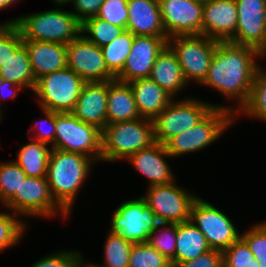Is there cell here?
<instances>
[{"label": "cell", "mask_w": 266, "mask_h": 267, "mask_svg": "<svg viewBox=\"0 0 266 267\" xmlns=\"http://www.w3.org/2000/svg\"><path fill=\"white\" fill-rule=\"evenodd\" d=\"M266 59L256 49L230 41H218L207 77L200 86L220 93L226 99V110L234 116L248 101L258 60Z\"/></svg>", "instance_id": "1"}, {"label": "cell", "mask_w": 266, "mask_h": 267, "mask_svg": "<svg viewBox=\"0 0 266 267\" xmlns=\"http://www.w3.org/2000/svg\"><path fill=\"white\" fill-rule=\"evenodd\" d=\"M95 164L83 154L51 149L46 178L53 198L70 216Z\"/></svg>", "instance_id": "2"}, {"label": "cell", "mask_w": 266, "mask_h": 267, "mask_svg": "<svg viewBox=\"0 0 266 267\" xmlns=\"http://www.w3.org/2000/svg\"><path fill=\"white\" fill-rule=\"evenodd\" d=\"M55 8L20 16L3 21V24H15L23 41H42L67 45L81 34L82 23L71 10H65L66 4H54ZM58 7V8H57Z\"/></svg>", "instance_id": "3"}, {"label": "cell", "mask_w": 266, "mask_h": 267, "mask_svg": "<svg viewBox=\"0 0 266 267\" xmlns=\"http://www.w3.org/2000/svg\"><path fill=\"white\" fill-rule=\"evenodd\" d=\"M101 163L125 161L154 141L153 120L139 118L106 124L102 130Z\"/></svg>", "instance_id": "4"}, {"label": "cell", "mask_w": 266, "mask_h": 267, "mask_svg": "<svg viewBox=\"0 0 266 267\" xmlns=\"http://www.w3.org/2000/svg\"><path fill=\"white\" fill-rule=\"evenodd\" d=\"M182 97L174 98L153 119L155 142L165 145L174 136L197 125L214 108L226 109V104L208 102L193 95Z\"/></svg>", "instance_id": "5"}, {"label": "cell", "mask_w": 266, "mask_h": 267, "mask_svg": "<svg viewBox=\"0 0 266 267\" xmlns=\"http://www.w3.org/2000/svg\"><path fill=\"white\" fill-rule=\"evenodd\" d=\"M235 124V116L223 108H214L191 129L171 138L165 147L171 157L189 155L210 147Z\"/></svg>", "instance_id": "6"}, {"label": "cell", "mask_w": 266, "mask_h": 267, "mask_svg": "<svg viewBox=\"0 0 266 267\" xmlns=\"http://www.w3.org/2000/svg\"><path fill=\"white\" fill-rule=\"evenodd\" d=\"M3 206L24 220L33 218L50 219L58 217L69 221L71 217L53 198L46 177L27 176L16 192ZM65 219V220H64Z\"/></svg>", "instance_id": "7"}, {"label": "cell", "mask_w": 266, "mask_h": 267, "mask_svg": "<svg viewBox=\"0 0 266 267\" xmlns=\"http://www.w3.org/2000/svg\"><path fill=\"white\" fill-rule=\"evenodd\" d=\"M85 81L69 67L36 80L32 92L40 109L57 113L72 112Z\"/></svg>", "instance_id": "8"}, {"label": "cell", "mask_w": 266, "mask_h": 267, "mask_svg": "<svg viewBox=\"0 0 266 267\" xmlns=\"http://www.w3.org/2000/svg\"><path fill=\"white\" fill-rule=\"evenodd\" d=\"M102 131L94 125L82 122L71 112H56L54 148L80 153L101 163Z\"/></svg>", "instance_id": "9"}, {"label": "cell", "mask_w": 266, "mask_h": 267, "mask_svg": "<svg viewBox=\"0 0 266 267\" xmlns=\"http://www.w3.org/2000/svg\"><path fill=\"white\" fill-rule=\"evenodd\" d=\"M218 41L205 35H176L168 38V46L177 56L188 83L201 85L207 77Z\"/></svg>", "instance_id": "10"}, {"label": "cell", "mask_w": 266, "mask_h": 267, "mask_svg": "<svg viewBox=\"0 0 266 267\" xmlns=\"http://www.w3.org/2000/svg\"><path fill=\"white\" fill-rule=\"evenodd\" d=\"M111 215L109 231L132 243L148 242L160 224L141 196L123 201Z\"/></svg>", "instance_id": "11"}, {"label": "cell", "mask_w": 266, "mask_h": 267, "mask_svg": "<svg viewBox=\"0 0 266 267\" xmlns=\"http://www.w3.org/2000/svg\"><path fill=\"white\" fill-rule=\"evenodd\" d=\"M189 191L175 180L166 185L147 187L141 197L160 223L179 224L190 220L192 204L199 196L195 191Z\"/></svg>", "instance_id": "12"}, {"label": "cell", "mask_w": 266, "mask_h": 267, "mask_svg": "<svg viewBox=\"0 0 266 267\" xmlns=\"http://www.w3.org/2000/svg\"><path fill=\"white\" fill-rule=\"evenodd\" d=\"M223 209L198 196L192 204L190 220L204 234L211 249L225 250L241 238V231Z\"/></svg>", "instance_id": "13"}, {"label": "cell", "mask_w": 266, "mask_h": 267, "mask_svg": "<svg viewBox=\"0 0 266 267\" xmlns=\"http://www.w3.org/2000/svg\"><path fill=\"white\" fill-rule=\"evenodd\" d=\"M237 28L229 40L256 49L266 57V0H235Z\"/></svg>", "instance_id": "14"}, {"label": "cell", "mask_w": 266, "mask_h": 267, "mask_svg": "<svg viewBox=\"0 0 266 267\" xmlns=\"http://www.w3.org/2000/svg\"><path fill=\"white\" fill-rule=\"evenodd\" d=\"M67 67L85 82L112 81L115 77L108 71L101 47L80 34L66 45Z\"/></svg>", "instance_id": "15"}, {"label": "cell", "mask_w": 266, "mask_h": 267, "mask_svg": "<svg viewBox=\"0 0 266 267\" xmlns=\"http://www.w3.org/2000/svg\"><path fill=\"white\" fill-rule=\"evenodd\" d=\"M167 37L202 34L203 3L195 0H158Z\"/></svg>", "instance_id": "16"}, {"label": "cell", "mask_w": 266, "mask_h": 267, "mask_svg": "<svg viewBox=\"0 0 266 267\" xmlns=\"http://www.w3.org/2000/svg\"><path fill=\"white\" fill-rule=\"evenodd\" d=\"M167 45L168 37L134 35L128 58L115 79L129 83L136 79L149 78L155 59Z\"/></svg>", "instance_id": "17"}, {"label": "cell", "mask_w": 266, "mask_h": 267, "mask_svg": "<svg viewBox=\"0 0 266 267\" xmlns=\"http://www.w3.org/2000/svg\"><path fill=\"white\" fill-rule=\"evenodd\" d=\"M166 159H173L165 145L154 142L149 147L139 150L125 161L133 166L148 182L146 187L166 185L176 180V176Z\"/></svg>", "instance_id": "18"}, {"label": "cell", "mask_w": 266, "mask_h": 267, "mask_svg": "<svg viewBox=\"0 0 266 267\" xmlns=\"http://www.w3.org/2000/svg\"><path fill=\"white\" fill-rule=\"evenodd\" d=\"M235 0H207L203 3L202 35L217 41H229L237 28Z\"/></svg>", "instance_id": "19"}, {"label": "cell", "mask_w": 266, "mask_h": 267, "mask_svg": "<svg viewBox=\"0 0 266 267\" xmlns=\"http://www.w3.org/2000/svg\"><path fill=\"white\" fill-rule=\"evenodd\" d=\"M108 93L109 81L85 82L71 113L102 131L107 124Z\"/></svg>", "instance_id": "20"}, {"label": "cell", "mask_w": 266, "mask_h": 267, "mask_svg": "<svg viewBox=\"0 0 266 267\" xmlns=\"http://www.w3.org/2000/svg\"><path fill=\"white\" fill-rule=\"evenodd\" d=\"M126 30L133 35L167 37L158 0H128Z\"/></svg>", "instance_id": "21"}, {"label": "cell", "mask_w": 266, "mask_h": 267, "mask_svg": "<svg viewBox=\"0 0 266 267\" xmlns=\"http://www.w3.org/2000/svg\"><path fill=\"white\" fill-rule=\"evenodd\" d=\"M35 80L67 67V49L62 43L23 41Z\"/></svg>", "instance_id": "22"}, {"label": "cell", "mask_w": 266, "mask_h": 267, "mask_svg": "<svg viewBox=\"0 0 266 267\" xmlns=\"http://www.w3.org/2000/svg\"><path fill=\"white\" fill-rule=\"evenodd\" d=\"M149 78L173 98L180 97L189 86L177 56L168 45L155 59Z\"/></svg>", "instance_id": "23"}, {"label": "cell", "mask_w": 266, "mask_h": 267, "mask_svg": "<svg viewBox=\"0 0 266 267\" xmlns=\"http://www.w3.org/2000/svg\"><path fill=\"white\" fill-rule=\"evenodd\" d=\"M141 117L154 119L174 99L150 78L129 82Z\"/></svg>", "instance_id": "24"}, {"label": "cell", "mask_w": 266, "mask_h": 267, "mask_svg": "<svg viewBox=\"0 0 266 267\" xmlns=\"http://www.w3.org/2000/svg\"><path fill=\"white\" fill-rule=\"evenodd\" d=\"M107 124L141 118L129 83L109 81Z\"/></svg>", "instance_id": "25"}, {"label": "cell", "mask_w": 266, "mask_h": 267, "mask_svg": "<svg viewBox=\"0 0 266 267\" xmlns=\"http://www.w3.org/2000/svg\"><path fill=\"white\" fill-rule=\"evenodd\" d=\"M211 250L204 234L189 220L176 224L175 263L197 258Z\"/></svg>", "instance_id": "26"}, {"label": "cell", "mask_w": 266, "mask_h": 267, "mask_svg": "<svg viewBox=\"0 0 266 267\" xmlns=\"http://www.w3.org/2000/svg\"><path fill=\"white\" fill-rule=\"evenodd\" d=\"M17 150L16 159H13L27 176L46 177L48 160L52 147L44 142L29 139Z\"/></svg>", "instance_id": "27"}, {"label": "cell", "mask_w": 266, "mask_h": 267, "mask_svg": "<svg viewBox=\"0 0 266 267\" xmlns=\"http://www.w3.org/2000/svg\"><path fill=\"white\" fill-rule=\"evenodd\" d=\"M3 80L11 81L24 89L33 91L36 80L31 69L28 51L22 44L0 67Z\"/></svg>", "instance_id": "28"}, {"label": "cell", "mask_w": 266, "mask_h": 267, "mask_svg": "<svg viewBox=\"0 0 266 267\" xmlns=\"http://www.w3.org/2000/svg\"><path fill=\"white\" fill-rule=\"evenodd\" d=\"M263 66L259 63L248 101L235 115V123L241 116L266 122V68Z\"/></svg>", "instance_id": "29"}, {"label": "cell", "mask_w": 266, "mask_h": 267, "mask_svg": "<svg viewBox=\"0 0 266 267\" xmlns=\"http://www.w3.org/2000/svg\"><path fill=\"white\" fill-rule=\"evenodd\" d=\"M0 211V252L7 251L19 245L24 240V235L29 229V221L13 213L5 206Z\"/></svg>", "instance_id": "30"}, {"label": "cell", "mask_w": 266, "mask_h": 267, "mask_svg": "<svg viewBox=\"0 0 266 267\" xmlns=\"http://www.w3.org/2000/svg\"><path fill=\"white\" fill-rule=\"evenodd\" d=\"M133 40L134 35L125 30L111 43L101 47L106 67L114 77L122 71L131 51Z\"/></svg>", "instance_id": "31"}, {"label": "cell", "mask_w": 266, "mask_h": 267, "mask_svg": "<svg viewBox=\"0 0 266 267\" xmlns=\"http://www.w3.org/2000/svg\"><path fill=\"white\" fill-rule=\"evenodd\" d=\"M103 250V263H95L98 267H128L130 251L133 246L131 241L117 236L108 231Z\"/></svg>", "instance_id": "32"}, {"label": "cell", "mask_w": 266, "mask_h": 267, "mask_svg": "<svg viewBox=\"0 0 266 267\" xmlns=\"http://www.w3.org/2000/svg\"><path fill=\"white\" fill-rule=\"evenodd\" d=\"M124 31L122 27L94 16L82 23L81 34L95 45L103 47L119 37Z\"/></svg>", "instance_id": "33"}, {"label": "cell", "mask_w": 266, "mask_h": 267, "mask_svg": "<svg viewBox=\"0 0 266 267\" xmlns=\"http://www.w3.org/2000/svg\"><path fill=\"white\" fill-rule=\"evenodd\" d=\"M27 175L13 160L0 161V205L3 206L16 192H19Z\"/></svg>", "instance_id": "34"}, {"label": "cell", "mask_w": 266, "mask_h": 267, "mask_svg": "<svg viewBox=\"0 0 266 267\" xmlns=\"http://www.w3.org/2000/svg\"><path fill=\"white\" fill-rule=\"evenodd\" d=\"M128 267H172V264L148 242H145L133 243Z\"/></svg>", "instance_id": "35"}, {"label": "cell", "mask_w": 266, "mask_h": 267, "mask_svg": "<svg viewBox=\"0 0 266 267\" xmlns=\"http://www.w3.org/2000/svg\"><path fill=\"white\" fill-rule=\"evenodd\" d=\"M148 243L159 253L175 263L176 224L160 223L150 235Z\"/></svg>", "instance_id": "36"}, {"label": "cell", "mask_w": 266, "mask_h": 267, "mask_svg": "<svg viewBox=\"0 0 266 267\" xmlns=\"http://www.w3.org/2000/svg\"><path fill=\"white\" fill-rule=\"evenodd\" d=\"M241 239L253 253L259 267H266V221L256 222L243 231Z\"/></svg>", "instance_id": "37"}, {"label": "cell", "mask_w": 266, "mask_h": 267, "mask_svg": "<svg viewBox=\"0 0 266 267\" xmlns=\"http://www.w3.org/2000/svg\"><path fill=\"white\" fill-rule=\"evenodd\" d=\"M223 267H259L247 244L240 238L222 251Z\"/></svg>", "instance_id": "38"}, {"label": "cell", "mask_w": 266, "mask_h": 267, "mask_svg": "<svg viewBox=\"0 0 266 267\" xmlns=\"http://www.w3.org/2000/svg\"><path fill=\"white\" fill-rule=\"evenodd\" d=\"M84 258V253L80 250L74 251L64 248L58 251H52L47 255L42 256L30 267H80L81 261Z\"/></svg>", "instance_id": "39"}, {"label": "cell", "mask_w": 266, "mask_h": 267, "mask_svg": "<svg viewBox=\"0 0 266 267\" xmlns=\"http://www.w3.org/2000/svg\"><path fill=\"white\" fill-rule=\"evenodd\" d=\"M44 116L38 119L32 124V127L28 129L30 139L44 142L54 148L55 140V128H56V112L41 109Z\"/></svg>", "instance_id": "40"}, {"label": "cell", "mask_w": 266, "mask_h": 267, "mask_svg": "<svg viewBox=\"0 0 266 267\" xmlns=\"http://www.w3.org/2000/svg\"><path fill=\"white\" fill-rule=\"evenodd\" d=\"M128 0H104L96 17L126 30Z\"/></svg>", "instance_id": "41"}, {"label": "cell", "mask_w": 266, "mask_h": 267, "mask_svg": "<svg viewBox=\"0 0 266 267\" xmlns=\"http://www.w3.org/2000/svg\"><path fill=\"white\" fill-rule=\"evenodd\" d=\"M22 44L21 33L15 24L0 26V67Z\"/></svg>", "instance_id": "42"}, {"label": "cell", "mask_w": 266, "mask_h": 267, "mask_svg": "<svg viewBox=\"0 0 266 267\" xmlns=\"http://www.w3.org/2000/svg\"><path fill=\"white\" fill-rule=\"evenodd\" d=\"M172 267H223V254L221 250L211 249L193 260L173 263Z\"/></svg>", "instance_id": "43"}, {"label": "cell", "mask_w": 266, "mask_h": 267, "mask_svg": "<svg viewBox=\"0 0 266 267\" xmlns=\"http://www.w3.org/2000/svg\"><path fill=\"white\" fill-rule=\"evenodd\" d=\"M103 2L104 0H69L66 5L72 4L73 11L71 12L83 23L86 19L98 14Z\"/></svg>", "instance_id": "44"}, {"label": "cell", "mask_w": 266, "mask_h": 267, "mask_svg": "<svg viewBox=\"0 0 266 267\" xmlns=\"http://www.w3.org/2000/svg\"><path fill=\"white\" fill-rule=\"evenodd\" d=\"M11 88V89H10ZM25 89L17 84H14L11 81L3 80L2 86L0 88V107L4 110V105L6 103H3L4 99H16L18 97V93L21 91H24ZM4 104V105H3ZM3 106V107H2Z\"/></svg>", "instance_id": "45"}, {"label": "cell", "mask_w": 266, "mask_h": 267, "mask_svg": "<svg viewBox=\"0 0 266 267\" xmlns=\"http://www.w3.org/2000/svg\"><path fill=\"white\" fill-rule=\"evenodd\" d=\"M13 5H16L14 0H0V11H4Z\"/></svg>", "instance_id": "46"}, {"label": "cell", "mask_w": 266, "mask_h": 267, "mask_svg": "<svg viewBox=\"0 0 266 267\" xmlns=\"http://www.w3.org/2000/svg\"><path fill=\"white\" fill-rule=\"evenodd\" d=\"M87 258L84 256V258L81 261L80 267H98L97 265H95L94 262L90 261V263L88 262Z\"/></svg>", "instance_id": "47"}, {"label": "cell", "mask_w": 266, "mask_h": 267, "mask_svg": "<svg viewBox=\"0 0 266 267\" xmlns=\"http://www.w3.org/2000/svg\"><path fill=\"white\" fill-rule=\"evenodd\" d=\"M69 0H52L54 4H66Z\"/></svg>", "instance_id": "48"}, {"label": "cell", "mask_w": 266, "mask_h": 267, "mask_svg": "<svg viewBox=\"0 0 266 267\" xmlns=\"http://www.w3.org/2000/svg\"><path fill=\"white\" fill-rule=\"evenodd\" d=\"M4 113V111H3V109H1V107H0V122H2V119L4 118V115L5 114H3Z\"/></svg>", "instance_id": "49"}, {"label": "cell", "mask_w": 266, "mask_h": 267, "mask_svg": "<svg viewBox=\"0 0 266 267\" xmlns=\"http://www.w3.org/2000/svg\"><path fill=\"white\" fill-rule=\"evenodd\" d=\"M2 83H3V79H2V77L0 76V88H1V86H2Z\"/></svg>", "instance_id": "50"}, {"label": "cell", "mask_w": 266, "mask_h": 267, "mask_svg": "<svg viewBox=\"0 0 266 267\" xmlns=\"http://www.w3.org/2000/svg\"><path fill=\"white\" fill-rule=\"evenodd\" d=\"M195 1H198V2L204 3V2H206L207 0H195Z\"/></svg>", "instance_id": "51"}]
</instances>
